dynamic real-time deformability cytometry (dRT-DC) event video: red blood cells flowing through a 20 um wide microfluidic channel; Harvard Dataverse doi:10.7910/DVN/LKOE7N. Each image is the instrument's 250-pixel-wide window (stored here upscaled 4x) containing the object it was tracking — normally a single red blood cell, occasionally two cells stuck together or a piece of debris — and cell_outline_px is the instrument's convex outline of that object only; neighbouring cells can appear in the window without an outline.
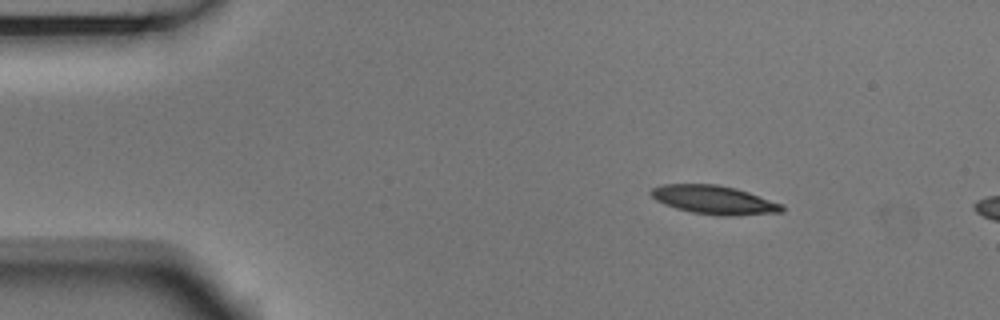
{"species": "Egyptian fruit bat (a non-hibernating species)", "species_latin": "Rousettus aegyptiacus", "temperature_condition": "room temperature", "stored_images_in_passage": 3, "camera_frame_rate_fps": 3000, "um_per_image_px": 0.085, "animal": {"sex": "male"}, "frame": {"image": 1, "passage_image": 1, "time_ms": 0.0, "image_size_px": [1000, 320], "cell_outline_px": [[784, 212], [732, 216], [720, 216], [692, 212], [676, 208], [664, 204], [656, 200], [648, 192], [652, 188], [660, 184], [716, 184], [736, 188], [784, 204]], "centroid_in_image_um": [60.71, 16.99], "position_along_channel_um": 24.3, "area_um2": 22.02}}